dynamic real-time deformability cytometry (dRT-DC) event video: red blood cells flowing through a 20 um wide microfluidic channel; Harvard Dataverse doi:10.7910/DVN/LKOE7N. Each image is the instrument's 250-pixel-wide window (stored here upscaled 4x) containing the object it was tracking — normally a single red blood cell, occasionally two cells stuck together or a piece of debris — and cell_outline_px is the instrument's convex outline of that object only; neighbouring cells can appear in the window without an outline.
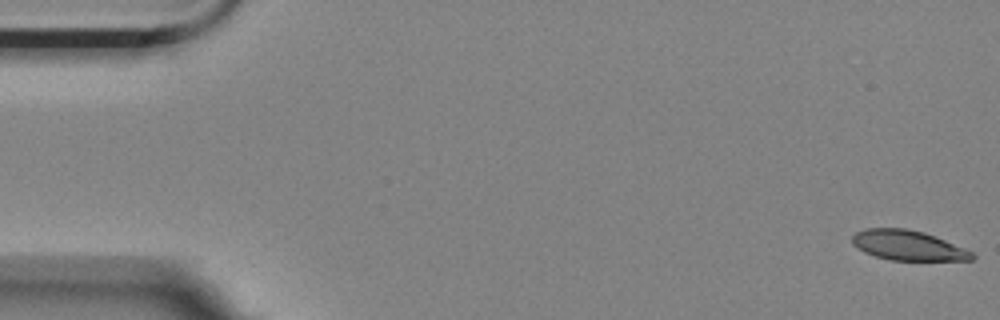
{"species": "Egyptian fruit bat (a non-hibernating species)", "species_latin": "Rousettus aegyptiacus", "temperature_condition": "room temperature", "stored_images_in_passage": 4, "camera_frame_rate_fps": 3000, "um_per_image_px": 0.085, "animal": {"sex": "female"}, "frame": {"image": 1, "passage_image": 1, "time_ms": 0.0, "image_size_px": [1000, 320], "cell_outline_px": [[976, 256], [972, 260], [892, 260], [876, 256], [864, 252], [852, 244], [852, 236], [856, 232], [864, 228], [904, 228], [924, 232], [964, 248], [972, 252]], "centroid_in_image_um": [77.15, 20.85], "position_along_channel_um": 7.8, "area_um2": 20.75}}